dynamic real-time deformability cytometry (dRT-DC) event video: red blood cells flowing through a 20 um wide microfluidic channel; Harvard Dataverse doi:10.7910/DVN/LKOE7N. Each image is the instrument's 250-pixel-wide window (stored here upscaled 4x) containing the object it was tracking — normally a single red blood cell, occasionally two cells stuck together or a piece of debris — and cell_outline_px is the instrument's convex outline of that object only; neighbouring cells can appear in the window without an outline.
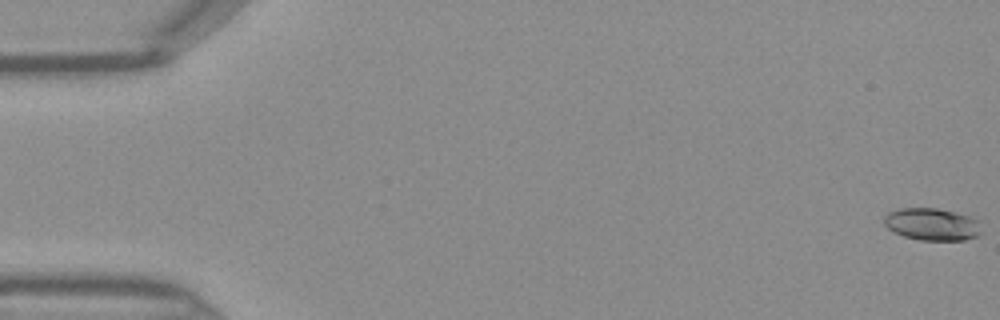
{"species": "Egyptian fruit bat (a non-hibernating species)", "species_latin": "Rousettus aegyptiacus", "temperature_condition": "warm", "stored_images_in_passage": 47, "camera_frame_rate_fps": 3000, "um_per_image_px": 0.085, "frame": {"image": 1, "passage_image": 1, "time_ms": 0.0, "image_size_px": [1000, 320], "cell_outline_px": [[984, 232], [980, 236], [964, 240], [920, 240], [904, 236], [892, 232], [884, 224], [884, 216], [888, 212], [900, 208], [936, 208], [956, 212], [972, 216], [980, 220]], "centroid_in_image_um": [79.3, 19.06], "position_along_channel_um": 5.7, "area_um2": 18.84}}
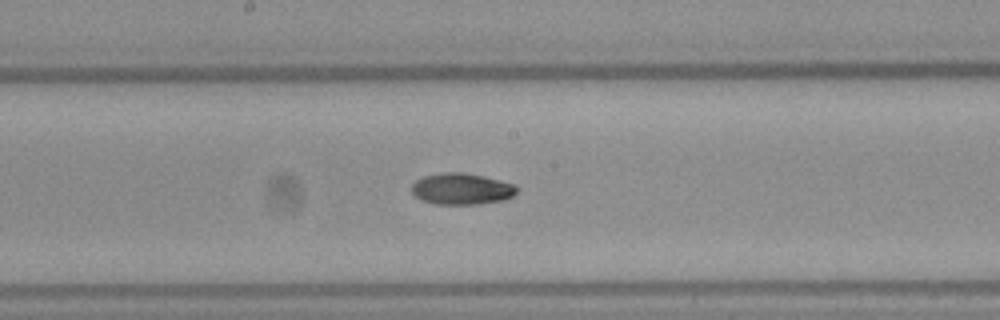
{"frame": {"image": 2, "passage_image": 25, "time_ms": 8.0, "image_size_px": [1000, 320], "cell_outline_px": [[520, 188], [512, 196], [504, 200], [480, 204], [436, 204], [420, 200], [412, 192], [412, 184], [416, 180], [424, 176], [444, 172], [460, 172], [484, 176], [500, 180], [512, 184]], "centroid_in_image_um": [39.24, 16.06], "position_along_channel_um": 209.0, "area_um2": 19.25}}
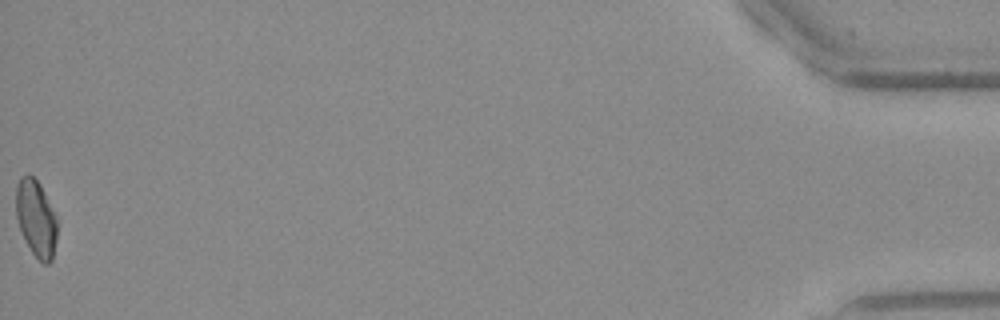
{"frame": {"image": 3, "passage_image": 47, "time_ms": 15.333, "image_size_px": [1000, 320], "cell_outline_px": [[56, 240], [52, 260], [48, 264], [44, 264], [32, 252], [20, 228], [16, 216], [16, 188], [20, 176], [32, 176], [40, 184], [56, 216]], "centroid_in_image_um": [3.07, 18.56], "position_along_channel_um": 432.1, "area_um2": 17.98}}